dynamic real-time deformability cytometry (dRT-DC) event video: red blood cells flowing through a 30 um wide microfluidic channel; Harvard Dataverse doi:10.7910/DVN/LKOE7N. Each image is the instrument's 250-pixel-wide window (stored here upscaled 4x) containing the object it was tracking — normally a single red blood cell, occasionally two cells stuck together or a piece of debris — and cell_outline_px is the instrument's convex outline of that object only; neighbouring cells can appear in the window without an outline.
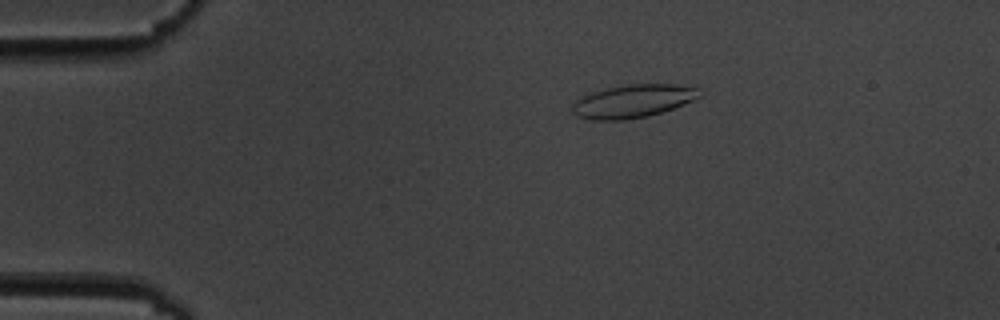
{"species": "common noctule bat (a hibernating species)", "species_latin": "Nyctalus noctula", "temperature_condition": "cold", "stored_images_in_passage": 4, "camera_frame_rate_fps": 3000, "um_per_image_px": 0.085, "animal": {"sex": "male", "body_mass_g": 19.5, "forearm_length_mm": 54.6}, "frame": {"image": 1, "passage_image": 1, "time_ms": 0.0, "image_size_px": [1000, 320], "cell_outline_px": [[700, 96], [684, 104], [648, 116], [624, 120], [592, 120], [576, 116], [572, 112], [572, 104], [580, 96], [592, 92], [624, 84], [676, 84], [700, 88]], "centroid_in_image_um": [53.77, 8.59], "position_along_channel_um": 31.2, "area_um2": 24.57}}